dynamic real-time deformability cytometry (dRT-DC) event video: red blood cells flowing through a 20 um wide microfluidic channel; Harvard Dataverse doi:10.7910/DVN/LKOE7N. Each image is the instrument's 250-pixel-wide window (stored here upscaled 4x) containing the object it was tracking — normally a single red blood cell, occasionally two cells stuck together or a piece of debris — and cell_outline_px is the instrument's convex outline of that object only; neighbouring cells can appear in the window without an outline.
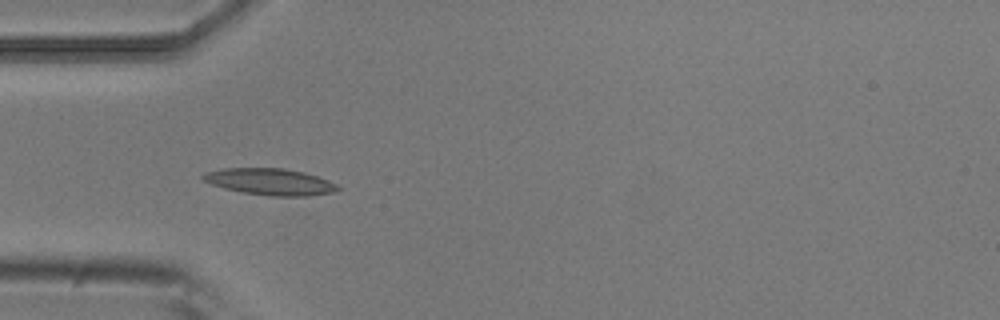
{"species": "common noctule bat (a hibernating species)", "species_latin": "Nyctalus noctula", "temperature_condition": "room temperature", "stored_images_in_passage": 4, "camera_frame_rate_fps": 3000, "um_per_image_px": 0.085, "animal": {"sex": "male", "body_mass_g": 20.5, "forearm_length_mm": 52.5}, "frame": {"image": 1, "passage_image": 4, "time_ms": 1.0, "image_size_px": [1000, 320], "cell_outline_px": [[340, 188], [332, 192], [308, 196], [268, 196], [244, 192], [224, 188], [212, 184], [204, 180], [200, 176], [204, 172], [224, 168], [284, 168], [304, 172], [328, 180], [336, 184]], "centroid_in_image_um": [22.94, 15.44], "position_along_channel_um": 62.1, "area_um2": 20.75}}